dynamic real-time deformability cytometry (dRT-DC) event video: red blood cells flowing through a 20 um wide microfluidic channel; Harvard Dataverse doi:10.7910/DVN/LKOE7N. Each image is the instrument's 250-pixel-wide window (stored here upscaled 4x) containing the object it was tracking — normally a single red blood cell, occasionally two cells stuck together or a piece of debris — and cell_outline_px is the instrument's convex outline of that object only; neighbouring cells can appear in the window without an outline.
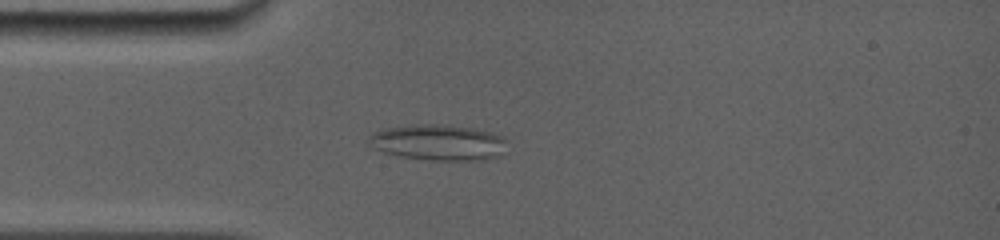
{"species": "common noctule bat (a hibernating species)", "species_latin": "Nyctalus noctula", "temperature_condition": "room temperature", "stored_images_in_passage": 36, "camera_frame_rate_fps": 5000, "um_per_image_px": 0.085, "animal": {"sex": "female", "body_mass_g": 19.0, "forearm_length_mm": 56.7}, "frame": {"image": 1, "passage_image": 8, "time_ms": 4.0, "image_size_px": [1000, 240], "cell_outline_px": [[508, 140], [504, 156], [484, 160], [432, 160], [396, 156], [384, 152], [376, 148], [368, 140], [368, 136], [372, 132], [384, 128], [416, 124], [436, 124], [476, 128], [504, 136]], "centroid_in_image_um": [37.34, 12.11], "position_along_channel_um": 47.7, "area_um2": 29.36}}
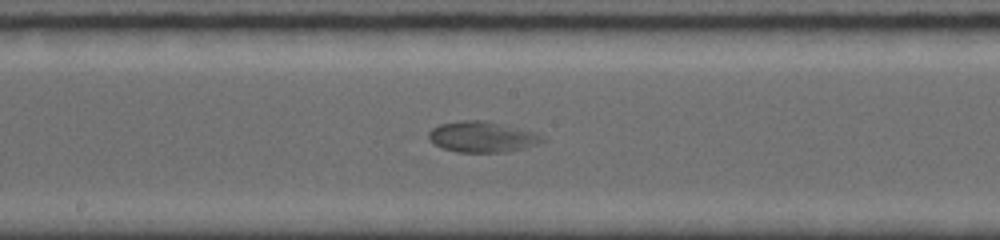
{"frame": {"image": 2, "passage_image": 20, "time_ms": 8.4, "image_size_px": [1000, 240], "cell_outline_px": [[544, 140], [536, 144], [524, 148], [504, 152], [460, 152], [444, 148], [436, 144], [428, 136], [428, 132], [432, 128], [440, 124], [460, 120], [484, 120], [504, 124], [540, 132], [544, 136]], "centroid_in_image_um": [41.05, 11.61], "position_along_channel_um": 207.2, "area_um2": 20.46}}
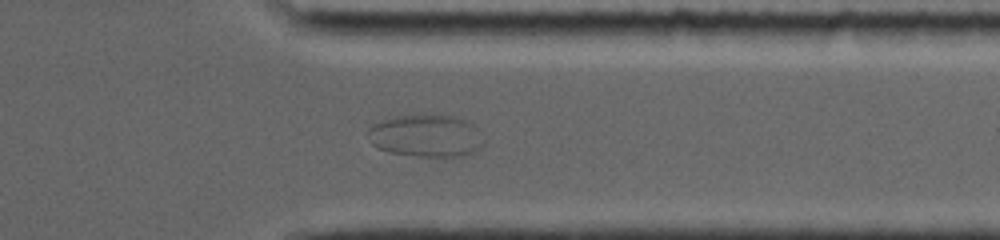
{"frame": {"image": 3, "passage_image": 32, "time_ms": 12.8, "image_size_px": [1000, 240], "cell_outline_px": [[484, 144], [476, 152], [464, 156], [416, 156], [388, 152], [372, 144], [368, 132], [368, 128], [372, 124], [396, 116], [432, 112], [452, 116], [468, 120], [476, 124], [484, 140]], "centroid_in_image_um": [36.28, 11.51], "position_along_channel_um": 375.1, "area_um2": 29.36}}